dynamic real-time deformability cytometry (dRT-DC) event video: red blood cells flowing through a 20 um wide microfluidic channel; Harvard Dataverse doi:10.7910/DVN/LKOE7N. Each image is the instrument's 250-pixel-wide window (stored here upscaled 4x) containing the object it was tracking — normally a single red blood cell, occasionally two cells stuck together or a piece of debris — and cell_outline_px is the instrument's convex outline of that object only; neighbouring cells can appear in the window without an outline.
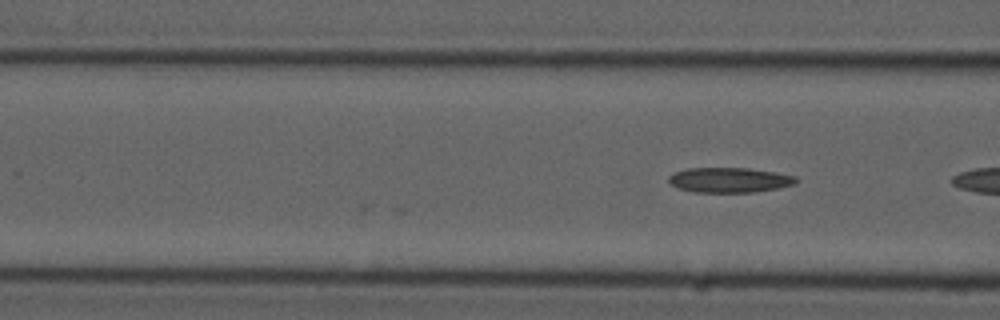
{"species": "common noctule bat (a hibernating species)", "species_latin": "Nyctalus noctula", "temperature_condition": "cold", "stored_images_in_passage": 5, "camera_frame_rate_fps": 3000, "um_per_image_px": 0.085, "animal": {"sex": "male", "forearm_length_mm": 52.5}, "frame": {"image": 1, "passage_image": 5, "time_ms": 1.333, "image_size_px": [1000, 320], "cell_outline_px": [[800, 180], [796, 184], [776, 188], [752, 192], [692, 192], [680, 188], [672, 184], [668, 180], [668, 176], [676, 172], [688, 168], [748, 168], [776, 172], [796, 176]], "centroid_in_image_um": [62.04, 15.29], "position_along_channel_um": 104.6, "area_um2": 18.5}}